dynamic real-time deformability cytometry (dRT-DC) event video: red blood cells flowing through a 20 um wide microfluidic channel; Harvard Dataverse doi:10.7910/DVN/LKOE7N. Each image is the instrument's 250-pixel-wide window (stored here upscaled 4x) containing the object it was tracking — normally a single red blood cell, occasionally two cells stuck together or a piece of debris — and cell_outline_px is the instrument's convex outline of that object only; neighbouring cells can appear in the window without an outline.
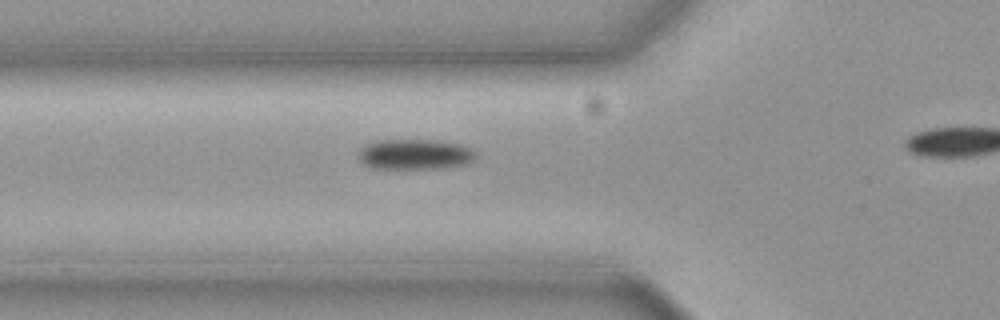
{"species": "common noctule bat (a hibernating species)", "species_latin": "Nyctalus noctula", "temperature_condition": "cold", "stored_images_in_passage": 7, "camera_frame_rate_fps": 3000, "um_per_image_px": 0.085, "animal": {"sex": "female", "body_mass_g": 19.3, "forearm_length_mm": 54.1}, "frame": {"image": 1, "passage_image": 7, "time_ms": 2.0, "image_size_px": [1000, 320], "cell_outline_px": [[476, 156], [468, 164], [440, 168], [368, 168], [360, 164], [356, 160], [356, 148], [372, 140], [444, 140], [464, 144], [472, 148], [476, 152]], "centroid_in_image_um": [35.17, 13.1], "position_along_channel_um": 90.6, "area_um2": 21.73}}